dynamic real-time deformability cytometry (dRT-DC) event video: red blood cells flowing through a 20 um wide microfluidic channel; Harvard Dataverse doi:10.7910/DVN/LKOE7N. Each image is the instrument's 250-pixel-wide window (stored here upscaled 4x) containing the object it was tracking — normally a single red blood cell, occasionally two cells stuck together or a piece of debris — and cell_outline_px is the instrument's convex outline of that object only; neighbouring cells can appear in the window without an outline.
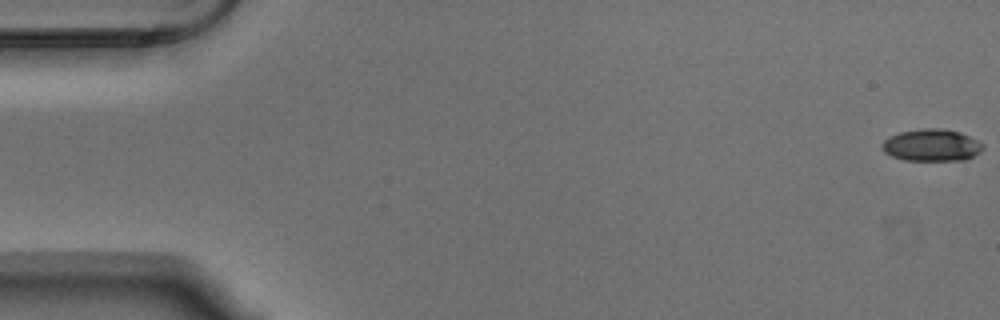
{"species": "Egyptian fruit bat (a non-hibernating species)", "species_latin": "Rousettus aegyptiacus", "temperature_condition": "warm", "stored_images_in_passage": 55, "camera_frame_rate_fps": 3000, "um_per_image_px": 0.085, "animal": {"sex": "male"}, "frame": {"image": 1, "passage_image": 1, "time_ms": 0.0, "image_size_px": [1000, 320], "cell_outline_px": [[984, 148], [980, 152], [964, 160], [904, 160], [892, 156], [884, 152], [880, 148], [880, 144], [888, 136], [900, 132], [924, 128], [944, 128], [960, 132], [984, 144]], "centroid_in_image_um": [79.15, 12.33], "position_along_channel_um": 5.8, "area_um2": 18.96}}
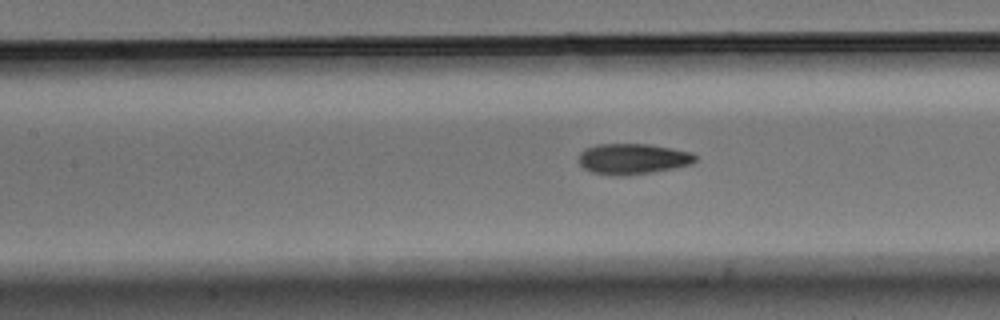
{"frame": {"image": 2, "passage_image": 25, "time_ms": 8.0, "image_size_px": [1000, 320], "cell_outline_px": [[696, 160], [692, 164], [676, 168], [652, 172], [620, 176], [592, 172], [584, 168], [576, 160], [580, 152], [584, 148], [596, 144], [648, 144], [672, 148], [692, 152], [696, 156]], "centroid_in_image_um": [53.77, 13.49], "position_along_channel_um": 153.6, "area_um2": 21.04}}
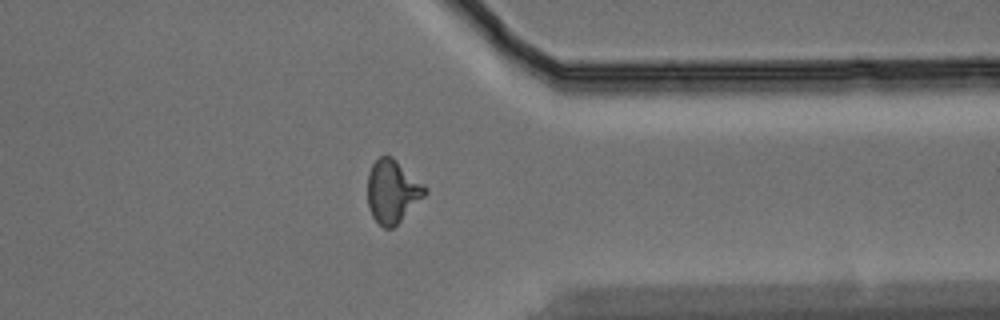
{"frame": {"image": 3, "passage_image": 44, "time_ms": 14.333, "image_size_px": [1000, 320], "cell_outline_px": [[428, 192], [392, 228], [384, 228], [372, 216], [368, 208], [368, 172], [372, 164], [380, 156], [392, 156], [424, 184], [428, 188]], "centroid_in_image_um": [33.35, 16.24], "position_along_channel_um": 378.1, "area_um2": 20.87}}